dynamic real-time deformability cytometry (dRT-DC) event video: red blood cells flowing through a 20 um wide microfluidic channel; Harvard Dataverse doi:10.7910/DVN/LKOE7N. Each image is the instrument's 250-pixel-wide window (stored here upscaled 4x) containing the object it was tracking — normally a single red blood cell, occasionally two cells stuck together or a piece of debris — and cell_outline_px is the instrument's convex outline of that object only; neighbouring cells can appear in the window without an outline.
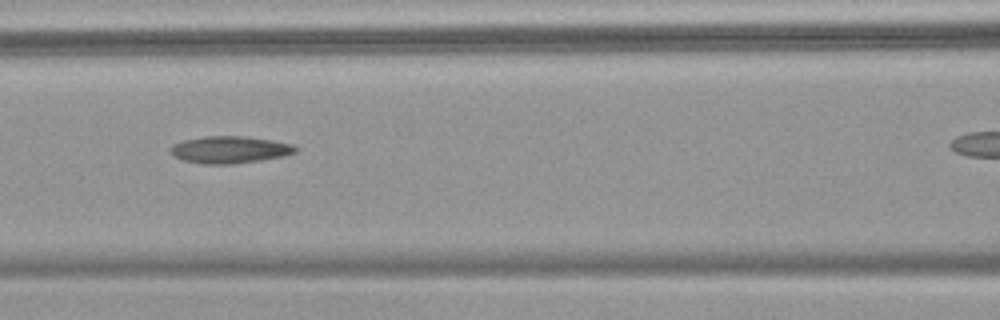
{"species": "common noctule bat (a hibernating species)", "species_latin": "Nyctalus noctula", "temperature_condition": "warm", "stored_images_in_passage": 10, "camera_frame_rate_fps": 3000, "um_per_image_px": 0.085, "animal": {"sex": "female", "body_mass_g": 18.4}, "frame": {"image": 1, "passage_image": 7, "time_ms": 2.0, "image_size_px": [1000, 320], "cell_outline_px": [[296, 152], [284, 156], [260, 160], [232, 164], [204, 164], [184, 160], [168, 152], [168, 148], [172, 144], [184, 140], [204, 136], [244, 136], [272, 140], [292, 144], [296, 148]], "centroid_in_image_um": [19.49, 12.72], "position_along_channel_um": 147.1, "area_um2": 19.71}}